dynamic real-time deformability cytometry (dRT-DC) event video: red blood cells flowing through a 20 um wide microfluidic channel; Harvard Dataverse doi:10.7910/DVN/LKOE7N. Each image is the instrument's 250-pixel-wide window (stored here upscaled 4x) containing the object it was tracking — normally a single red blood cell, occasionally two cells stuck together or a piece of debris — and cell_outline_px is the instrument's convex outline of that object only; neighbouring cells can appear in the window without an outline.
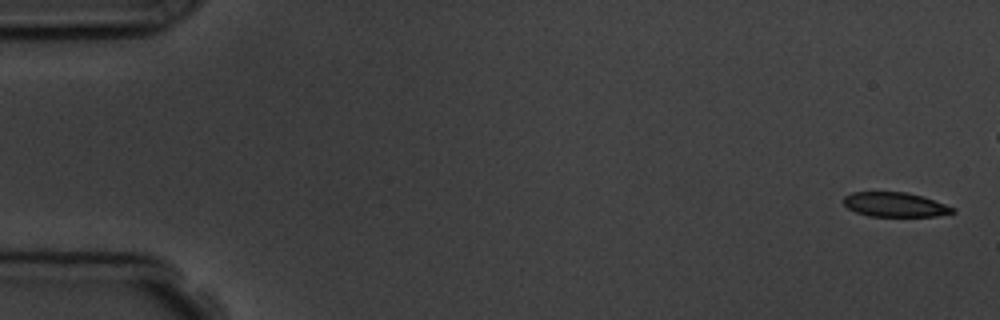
{"species": "common noctule bat (a hibernating species)", "species_latin": "Nyctalus noctula", "temperature_condition": "room temperature", "stored_images_in_passage": 6, "camera_frame_rate_fps": 3000, "um_per_image_px": 0.085, "animal": {"sex": "male", "body_mass_g": 19.5, "forearm_length_mm": 54.6}, "frame": {"image": 1, "passage_image": 1, "time_ms": 0.0, "image_size_px": [1000, 320], "cell_outline_px": [[956, 212], [936, 216], [868, 216], [856, 212], [848, 208], [844, 204], [844, 196], [852, 192], [908, 192], [956, 208]], "centroid_in_image_um": [76.06, 17.39], "position_along_channel_um": 8.9, "area_um2": 15.43}}